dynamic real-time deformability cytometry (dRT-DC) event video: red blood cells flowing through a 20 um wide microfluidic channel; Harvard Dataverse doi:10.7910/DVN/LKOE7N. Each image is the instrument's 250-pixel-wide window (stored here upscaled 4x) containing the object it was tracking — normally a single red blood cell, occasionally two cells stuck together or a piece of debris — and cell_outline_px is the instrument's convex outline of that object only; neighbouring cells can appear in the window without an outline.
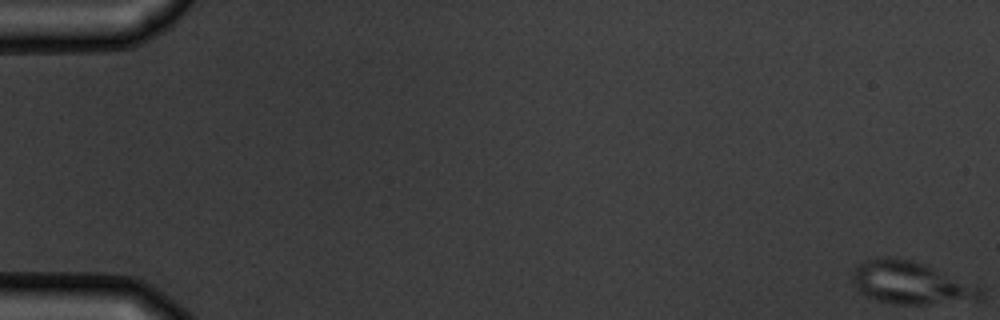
{"species": "common noctule bat (a hibernating species)", "species_latin": "Nyctalus noctula", "temperature_condition": "warm", "stored_images_in_passage": 5, "camera_frame_rate_fps": 3000, "um_per_image_px": 0.085, "animal": {"sex": "male", "body_mass_g": 19.5, "forearm_length_mm": 54.6}, "frame": {"image": 1, "passage_image": 1, "time_ms": 0.0, "image_size_px": [1000, 320], "cell_outline_px": [[984, 292], [976, 300], [928, 304], [892, 304], [876, 300], [860, 292], [856, 288], [852, 280], [852, 268], [868, 260], [908, 260], [924, 264], [980, 284], [984, 288]], "centroid_in_image_um": [77.51, 24.08], "position_along_channel_um": 7.5, "area_um2": 31.56}}